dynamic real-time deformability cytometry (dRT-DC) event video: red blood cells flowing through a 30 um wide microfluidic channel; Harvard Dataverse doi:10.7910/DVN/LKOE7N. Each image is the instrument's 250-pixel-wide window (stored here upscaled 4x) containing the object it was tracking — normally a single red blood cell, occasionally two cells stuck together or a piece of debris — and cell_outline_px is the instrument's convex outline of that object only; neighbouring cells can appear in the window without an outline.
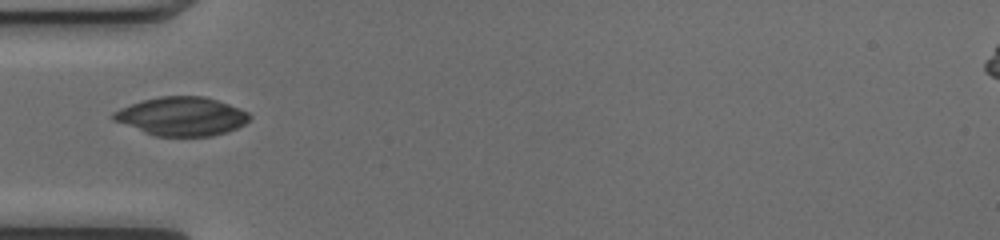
{"species": "common noctule bat (a hibernating species)", "species_latin": "Nyctalus noctula", "temperature_condition": "cold", "stored_images_in_passage": 21, "camera_frame_rate_fps": 3000, "um_per_image_px": 0.085, "animal": {"sex": "female", "body_mass_g": 17.0, "forearm_length_mm": 48.0}, "frame": {"image": 1, "passage_image": 1, "time_ms": 0.0, "image_size_px": [1000, 240], "cell_outline_px": [[252, 116], [244, 124], [228, 132], [212, 136], [156, 136], [144, 132], [112, 120], [112, 112], [120, 108], [144, 100], [160, 96], [204, 96], [240, 108], [248, 112]], "centroid_in_image_um": [15.45, 9.89], "position_along_channel_um": 69.6, "area_um2": 30.58}}
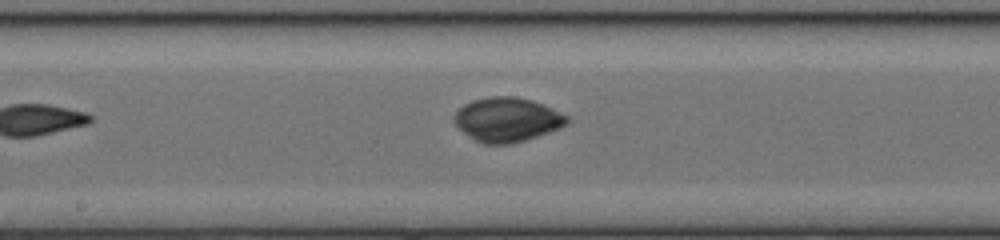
{"frame": {"image": 2, "passage_image": 11, "time_ms": 3.333, "image_size_px": [1000, 240], "cell_outline_px": [[568, 124], [560, 128], [524, 140], [508, 144], [484, 144], [476, 140], [464, 132], [452, 120], [452, 116], [464, 104], [472, 100], [492, 96], [512, 96], [532, 100], [544, 104], [568, 116]], "centroid_in_image_um": [43.1, 10.15], "position_along_channel_um": 205.1, "area_um2": 28.9}}
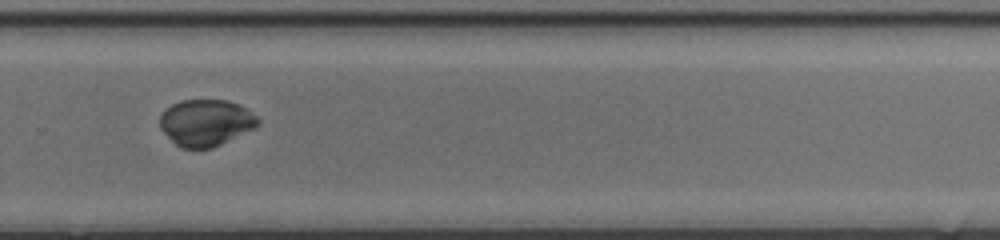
{"frame": {"image": 3, "passage_image": 19, "time_ms": 6.0, "image_size_px": [1000, 240], "cell_outline_px": [[260, 124], [256, 128], [212, 148], [180, 148], [160, 128], [160, 116], [164, 108], [180, 100], [228, 100], [240, 104], [256, 116], [260, 120]], "centroid_in_image_um": [17.51, 10.41], "position_along_channel_um": 312.3, "area_um2": 26.76}}